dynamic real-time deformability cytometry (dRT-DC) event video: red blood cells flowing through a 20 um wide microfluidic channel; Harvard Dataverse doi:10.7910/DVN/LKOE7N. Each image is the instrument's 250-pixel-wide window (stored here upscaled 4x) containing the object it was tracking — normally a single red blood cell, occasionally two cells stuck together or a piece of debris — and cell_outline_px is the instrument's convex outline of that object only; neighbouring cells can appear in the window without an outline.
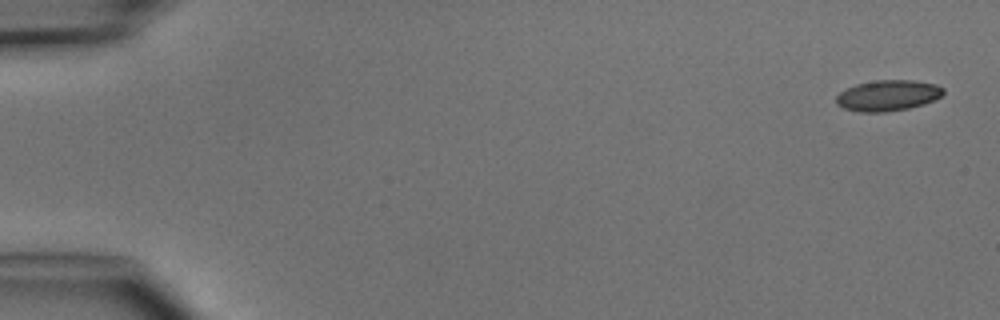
{"species": "common noctule bat (a hibernating species)", "species_latin": "Nyctalus noctula", "temperature_condition": "cold", "stored_images_in_passage": 5, "camera_frame_rate_fps": 3000, "um_per_image_px": 0.085, "animal": {"sex": "male", "body_mass_g": 15.6}, "frame": {"image": 1, "passage_image": 1, "time_ms": 0.0, "image_size_px": [1000, 320], "cell_outline_px": [[944, 92], [940, 96], [924, 104], [908, 108], [884, 112], [860, 112], [844, 108], [836, 104], [836, 96], [840, 92], [856, 84], [876, 80], [912, 80], [936, 84], [944, 88]], "centroid_in_image_um": [75.46, 8.11], "position_along_channel_um": 9.5, "area_um2": 19.13}}
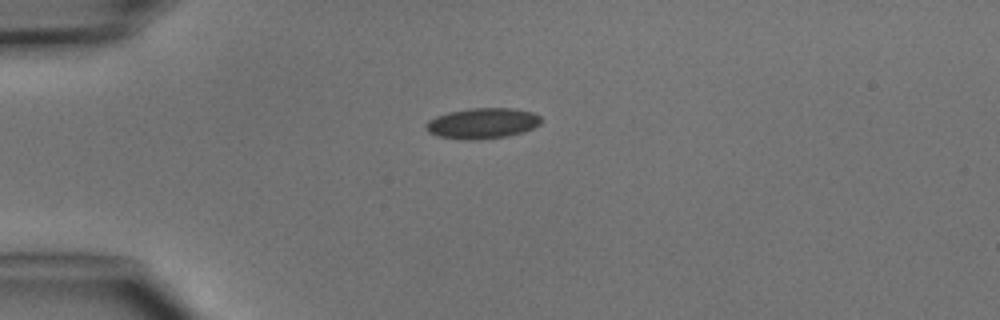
{"frame": {"image": 2, "passage_image": 4, "time_ms": 3.667, "image_size_px": [1000, 320], "cell_outline_px": [[544, 120], [540, 124], [524, 132], [508, 136], [476, 140], [468, 140], [436, 136], [428, 132], [424, 128], [424, 124], [428, 120], [436, 116], [448, 112], [468, 108], [512, 108], [532, 112], [540, 116]], "centroid_in_image_um": [40.99, 10.48], "position_along_channel_um": 44.0, "area_um2": 20.87}}
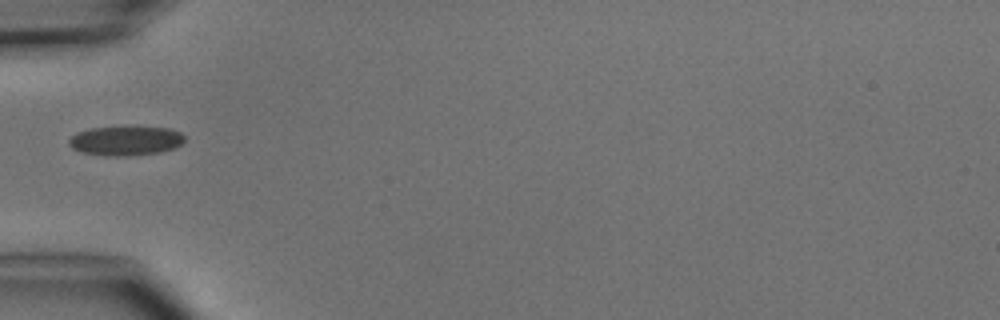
{"frame": {"image": 3, "passage_image": 5, "time_ms": 5.0, "image_size_px": [1000, 320], "cell_outline_px": [[184, 140], [180, 144], [172, 148], [160, 152], [124, 156], [104, 156], [80, 152], [72, 148], [68, 144], [68, 140], [76, 132], [92, 128], [168, 128], [180, 132], [184, 136]], "centroid_in_image_um": [10.62, 11.98], "position_along_channel_um": 74.4, "area_um2": 19.42}}